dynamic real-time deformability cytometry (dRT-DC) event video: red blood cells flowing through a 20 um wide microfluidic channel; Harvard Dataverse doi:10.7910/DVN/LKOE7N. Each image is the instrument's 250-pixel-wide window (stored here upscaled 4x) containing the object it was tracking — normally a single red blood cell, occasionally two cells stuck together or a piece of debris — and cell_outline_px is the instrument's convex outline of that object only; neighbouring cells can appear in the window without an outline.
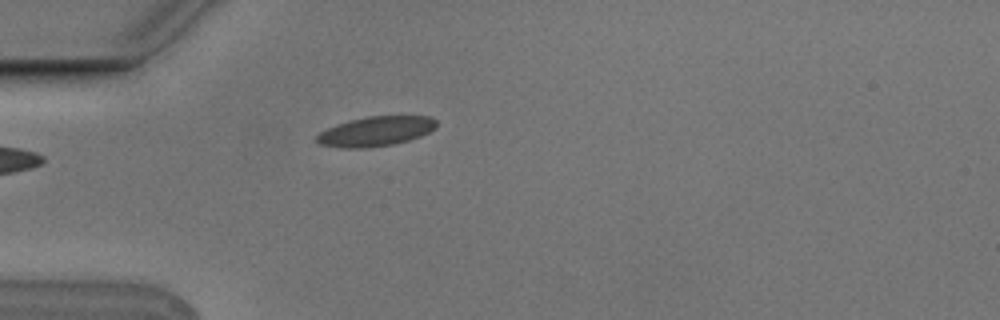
{"species": "Egyptian fruit bat (a non-hibernating species)", "species_latin": "Rousettus aegyptiacus", "temperature_condition": "cold", "stored_images_in_passage": 4, "camera_frame_rate_fps": 3000, "um_per_image_px": 0.085, "animal": {"sex": "male"}, "frame": {"image": 1, "passage_image": 4, "time_ms": 1.0, "image_size_px": [1000, 320], "cell_outline_px": [[436, 128], [420, 136], [408, 140], [392, 144], [364, 148], [344, 148], [320, 144], [316, 140], [316, 136], [320, 132], [336, 124], [368, 116], [432, 116], [436, 120]], "centroid_in_image_um": [31.95, 11.15], "position_along_channel_um": 53.0, "area_um2": 20.52}}